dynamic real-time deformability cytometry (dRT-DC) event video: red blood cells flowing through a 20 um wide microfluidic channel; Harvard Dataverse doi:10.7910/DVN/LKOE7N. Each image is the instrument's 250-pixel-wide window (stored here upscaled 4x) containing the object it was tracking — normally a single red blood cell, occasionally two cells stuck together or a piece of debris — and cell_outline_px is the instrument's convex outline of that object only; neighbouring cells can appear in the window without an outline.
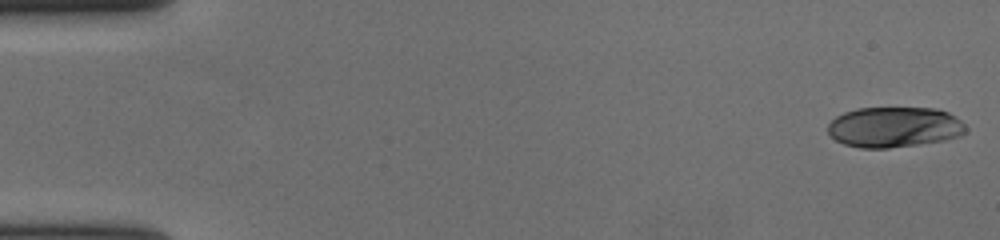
{"species": "human", "species_latin": "Homo sapiens", "temperature_condition": "cold", "stored_images_in_passage": 57, "camera_frame_rate_fps": 3000, "um_per_image_px": 0.085, "donor": {"sex": "female"}, "frame": {"image": 1, "passage_image": 1, "time_ms": 0.0, "image_size_px": [1000, 240], "cell_outline_px": [[964, 132], [956, 136], [940, 140], [884, 148], [864, 148], [844, 144], [836, 140], [828, 132], [828, 124], [836, 116], [844, 112], [860, 108], [932, 108], [948, 112], [964, 124]], "centroid_in_image_um": [75.94, 10.78], "position_along_channel_um": 9.1, "area_um2": 31.73}}
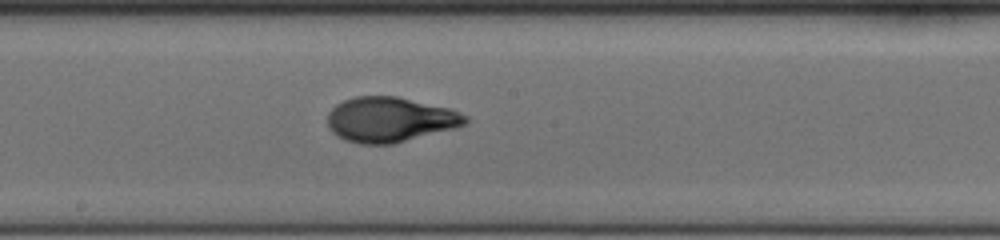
{"frame": {"image": 2, "passage_image": 31, "time_ms": 10.0, "image_size_px": [1000, 240], "cell_outline_px": [[468, 120], [464, 124], [452, 128], [392, 144], [364, 144], [348, 140], [340, 136], [328, 124], [328, 116], [332, 108], [336, 104], [344, 100], [356, 96], [396, 96], [448, 108], [468, 116]], "centroid_in_image_um": [33.15, 10.14], "position_along_channel_um": 215.1, "area_um2": 35.26}}
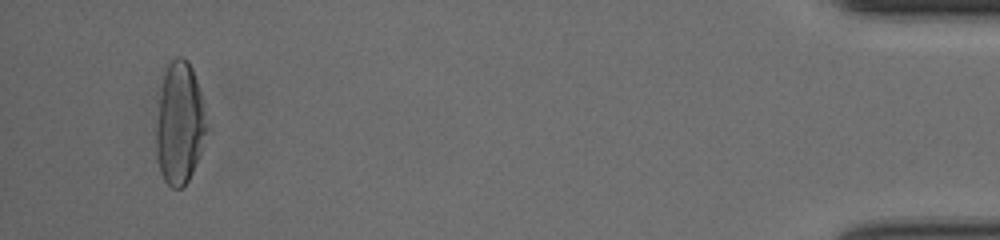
{"frame": {"image": 3, "passage_image": 54, "time_ms": 17.667, "image_size_px": [1000, 240], "cell_outline_px": [[204, 132], [200, 152], [192, 172], [188, 180], [180, 188], [172, 188], [164, 180], [160, 172], [156, 152], [156, 132], [160, 96], [164, 76], [168, 64], [176, 56], [180, 56], [188, 60], [192, 68], [200, 92], [204, 124]], "centroid_in_image_um": [15.22, 10.5], "position_along_channel_um": 420.0, "area_um2": 34.62}, "authors_computed_cell_mechanics": {"area_um2": 33.6974, "velocity_mm_per_s": 3.6735, "shape_relaxation_time_tau1_ms": 4.7207, "shape_relaxation_time_tau2_ms": 0.9168, "deformation_change_tau1": 0.2302, "deformation_change_tau2": 0.0587}}